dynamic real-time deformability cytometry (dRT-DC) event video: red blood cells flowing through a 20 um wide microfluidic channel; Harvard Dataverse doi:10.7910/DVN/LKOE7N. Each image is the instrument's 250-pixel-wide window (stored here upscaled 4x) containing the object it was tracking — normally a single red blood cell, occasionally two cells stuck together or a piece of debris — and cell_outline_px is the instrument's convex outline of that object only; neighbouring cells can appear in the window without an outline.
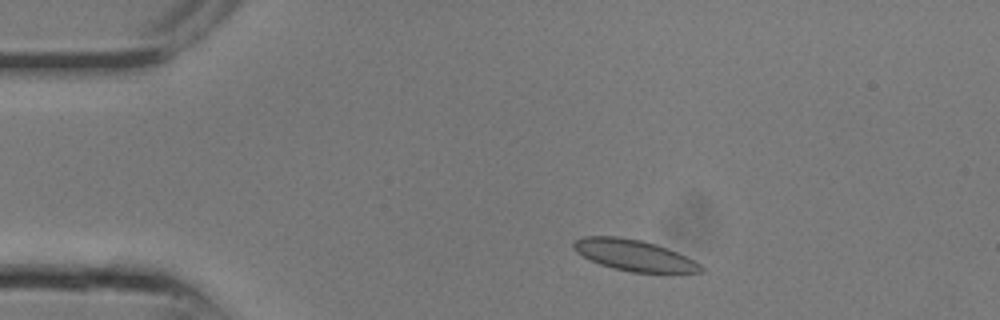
{"species": "common noctule bat (a hibernating species)", "species_latin": "Nyctalus noctula", "temperature_condition": "room temperature", "stored_images_in_passage": 7, "camera_frame_rate_fps": 3000, "um_per_image_px": 0.085, "animal": {"sex": "male", "body_mass_g": 13.3}, "frame": {"image": 1, "passage_image": 1, "time_ms": 0.0, "image_size_px": [1000, 320], "cell_outline_px": [[704, 272], [632, 272], [612, 268], [600, 264], [576, 252], [572, 248], [572, 240], [584, 236], [616, 236], [640, 240], [656, 244], [668, 248], [700, 264], [704, 268]], "centroid_in_image_um": [53.84, 21.68], "position_along_channel_um": 31.2, "area_um2": 22.89}}
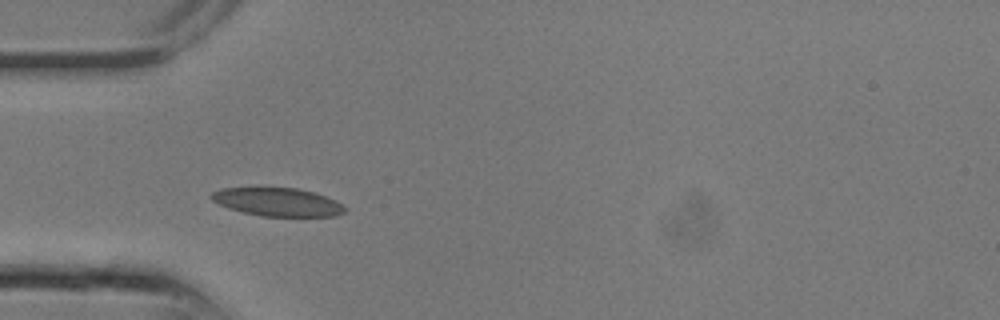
{"frame": {"image": 2, "passage_image": 4, "time_ms": 1.0, "image_size_px": [1000, 320], "cell_outline_px": [[348, 208], [344, 212], [336, 216], [260, 216], [228, 208], [212, 200], [208, 196], [212, 192], [220, 188], [260, 184], [296, 188], [316, 192], [336, 200], [344, 204]], "centroid_in_image_um": [23.56, 17.11], "position_along_channel_um": 61.4, "area_um2": 23.24}}
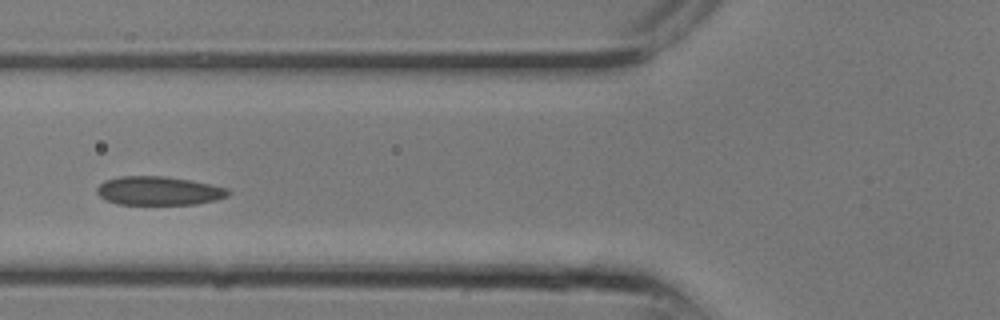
{"frame": {"image": 3, "passage_image": 6, "time_ms": 1.667, "image_size_px": [1000, 320], "cell_outline_px": [[232, 192], [228, 196], [216, 200], [196, 204], [116, 204], [104, 200], [96, 192], [96, 188], [104, 180], [120, 176], [164, 176], [188, 180], [228, 188]], "centroid_in_image_um": [13.47, 16.22], "position_along_channel_um": 112.3, "area_um2": 22.02}}